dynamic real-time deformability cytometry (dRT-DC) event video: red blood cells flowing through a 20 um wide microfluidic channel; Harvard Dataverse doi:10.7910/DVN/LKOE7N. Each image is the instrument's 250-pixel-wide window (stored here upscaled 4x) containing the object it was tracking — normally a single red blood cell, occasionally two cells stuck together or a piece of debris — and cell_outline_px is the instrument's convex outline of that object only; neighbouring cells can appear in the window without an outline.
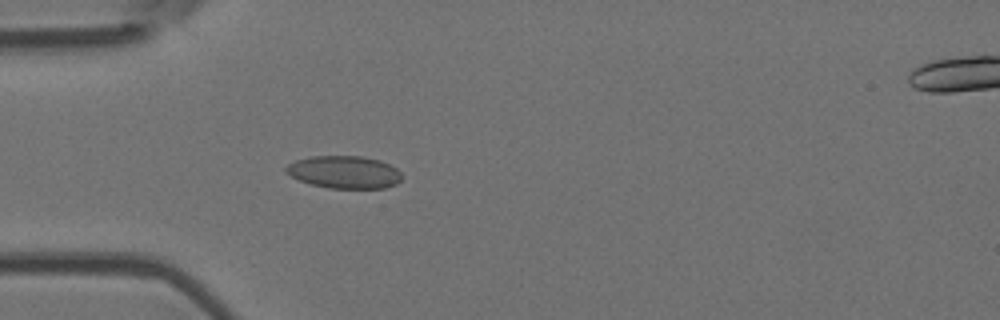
{"species": "Egyptian fruit bat (a non-hibernating species)", "species_latin": "Rousettus aegyptiacus", "temperature_condition": "room temperature", "stored_images_in_passage": 5, "camera_frame_rate_fps": 3000, "um_per_image_px": 0.085, "animal": {"sex": "female"}, "frame": {"image": 1, "passage_image": 5, "time_ms": 4.333, "image_size_px": [1000, 320], "cell_outline_px": [[400, 180], [396, 184], [384, 188], [328, 188], [312, 184], [300, 180], [284, 172], [284, 168], [288, 164], [296, 160], [312, 156], [360, 156], [380, 160], [396, 168], [400, 172]], "centroid_in_image_um": [29.24, 14.62], "position_along_channel_um": 55.8, "area_um2": 21.85}}